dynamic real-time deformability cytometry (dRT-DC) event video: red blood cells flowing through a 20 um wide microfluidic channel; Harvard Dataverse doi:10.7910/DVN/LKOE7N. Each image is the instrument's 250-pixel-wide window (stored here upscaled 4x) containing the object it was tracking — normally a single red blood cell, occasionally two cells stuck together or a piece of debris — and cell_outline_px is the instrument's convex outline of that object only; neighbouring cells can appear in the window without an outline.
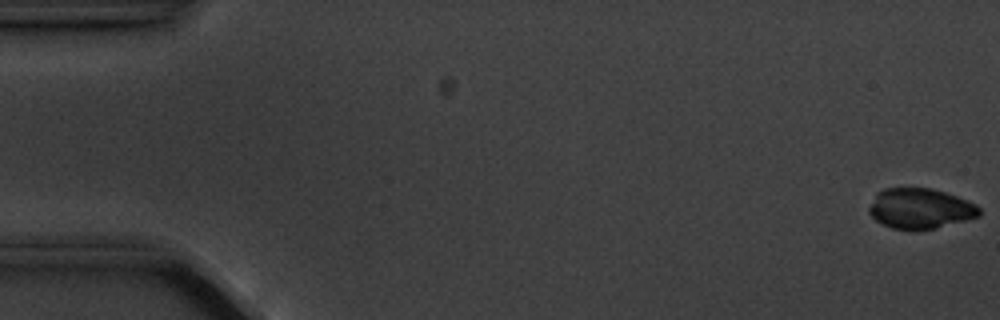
{"species": "common noctule bat (a hibernating species)", "species_latin": "Nyctalus noctula", "temperature_condition": "cold", "stored_images_in_passage": 6, "camera_frame_rate_fps": 3000, "um_per_image_px": 0.085, "animal": {"sex": "male", "body_mass_g": 20.1, "forearm_length_mm": 53.5}, "frame": {"image": 1, "passage_image": 1, "time_ms": 0.0, "image_size_px": [1000, 320], "cell_outline_px": [[980, 216], [936, 228], [912, 232], [892, 228], [876, 220], [868, 212], [868, 208], [876, 192], [884, 188], [932, 188], [956, 196], [976, 204], [980, 208]], "centroid_in_image_um": [78.19, 17.74], "position_along_channel_um": 6.8, "area_um2": 26.18}}